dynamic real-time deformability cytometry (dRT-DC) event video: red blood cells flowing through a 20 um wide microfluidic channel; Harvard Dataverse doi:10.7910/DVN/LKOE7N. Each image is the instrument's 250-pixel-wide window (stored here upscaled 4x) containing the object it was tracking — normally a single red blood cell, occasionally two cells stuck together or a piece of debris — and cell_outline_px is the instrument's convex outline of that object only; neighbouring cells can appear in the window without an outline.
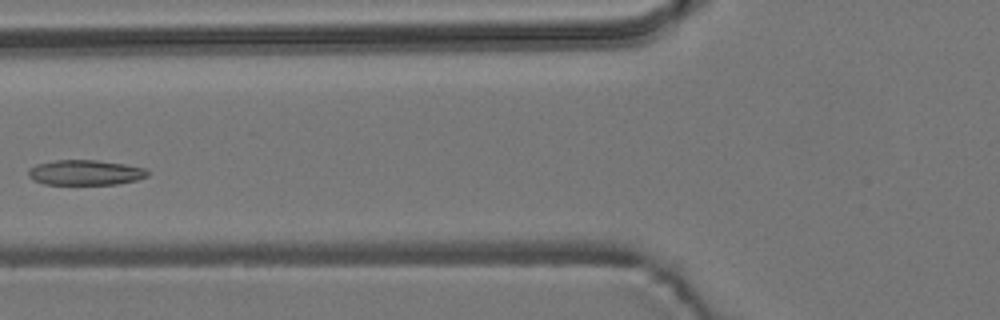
{"species": "common noctule bat (a hibernating species)", "species_latin": "Nyctalus noctula", "temperature_condition": "room temperature", "stored_images_in_passage": 11, "camera_frame_rate_fps": 3000, "um_per_image_px": 0.085, "animal": {"sex": "male", "body_mass_g": 19.2, "forearm_length_mm": 51.8}, "frame": {"image": 1, "passage_image": 5, "time_ms": 5.667, "image_size_px": [1000, 320], "cell_outline_px": [[148, 176], [136, 180], [116, 184], [44, 184], [32, 180], [28, 176], [28, 168], [36, 164], [56, 160], [96, 160], [124, 164], [148, 168]], "centroid_in_image_um": [7.23, 14.66], "position_along_channel_um": 118.6, "area_um2": 17.57}}
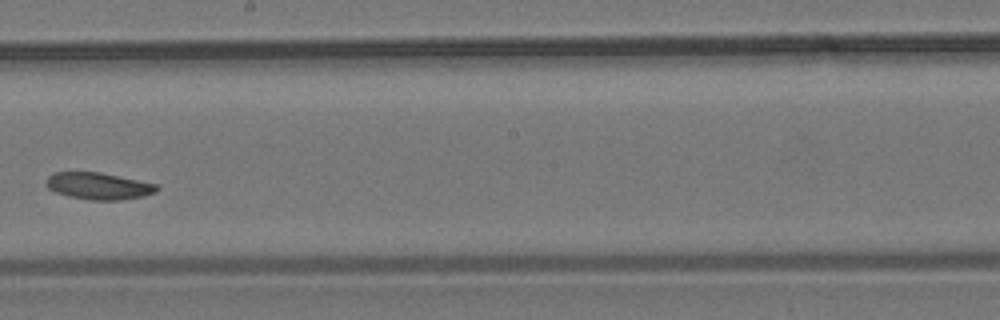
{"frame": {"image": 2, "passage_image": 8, "time_ms": 9.0, "image_size_px": [1000, 320], "cell_outline_px": [[160, 188], [156, 192], [140, 196], [120, 200], [92, 200], [68, 196], [56, 192], [48, 188], [48, 176], [56, 172], [100, 172], [156, 184]], "centroid_in_image_um": [8.39, 15.81], "position_along_channel_um": 239.8, "area_um2": 16.99}}
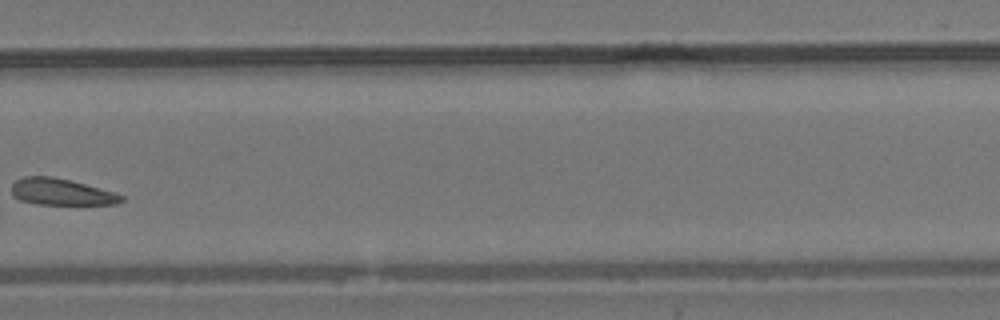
{"frame": {"image": 3, "passage_image": 10, "time_ms": 11.333, "image_size_px": [1000, 320], "cell_outline_px": [[124, 200], [116, 204], [36, 204], [20, 200], [12, 196], [12, 184], [16, 180], [24, 176], [52, 176], [116, 192], [124, 196]], "centroid_in_image_um": [5.2, 16.31], "position_along_channel_um": 324.6, "area_um2": 16.94}}